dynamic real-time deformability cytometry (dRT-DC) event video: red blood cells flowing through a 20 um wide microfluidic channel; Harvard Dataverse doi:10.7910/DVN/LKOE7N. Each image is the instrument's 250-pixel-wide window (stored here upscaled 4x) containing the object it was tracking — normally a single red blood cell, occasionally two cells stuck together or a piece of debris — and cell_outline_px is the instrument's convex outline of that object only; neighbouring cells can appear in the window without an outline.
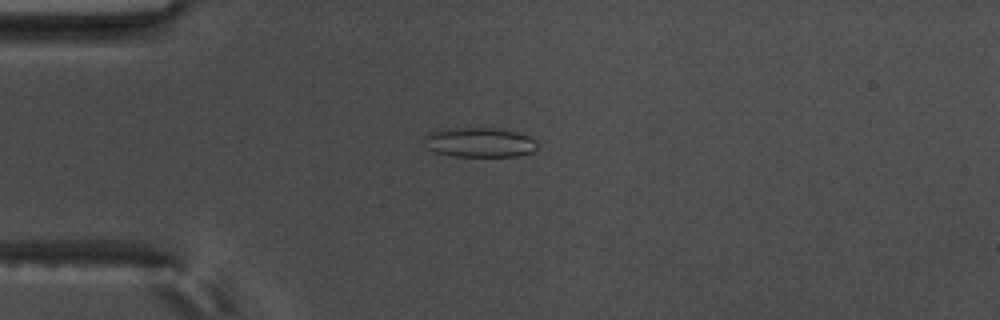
{"species": "common noctule bat (a hibernating species)", "species_latin": "Nyctalus noctula", "temperature_condition": "warm", "stored_images_in_passage": 56, "camera_frame_rate_fps": 3000, "um_per_image_px": 0.085, "animal": {"sex": "male", "body_mass_g": 17.5, "forearm_length_mm": 52.3}, "frame": {"image": 1, "passage_image": 15, "time_ms": 4.667, "image_size_px": [1000, 320], "cell_outline_px": [[536, 148], [532, 152], [520, 156], [456, 156], [436, 152], [424, 148], [420, 144], [424, 136], [428, 132], [448, 128], [496, 128], [516, 132], [528, 136], [536, 140]], "centroid_in_image_um": [40.68, 12.1], "position_along_channel_um": 44.3, "area_um2": 19.83}}
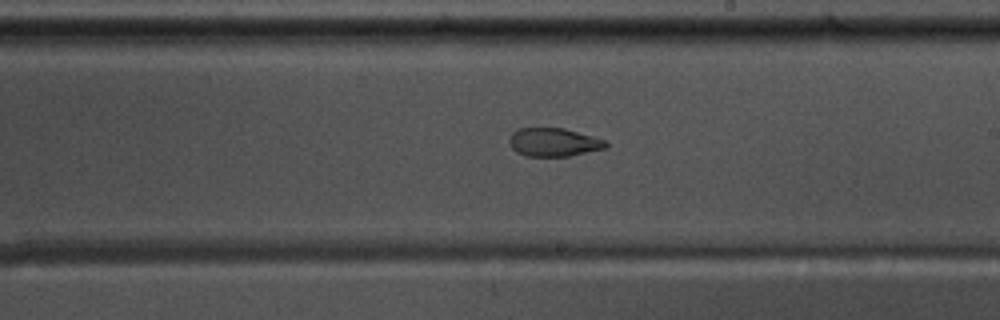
{"frame": {"image": 2, "passage_image": 33, "time_ms": 10.667, "image_size_px": [1000, 320], "cell_outline_px": [[608, 148], [568, 156], [524, 156], [516, 152], [512, 148], [508, 140], [512, 132], [516, 128], [564, 128], [608, 140]], "centroid_in_image_um": [47.08, 12.09], "position_along_channel_um": 241.9, "area_um2": 16.24}}
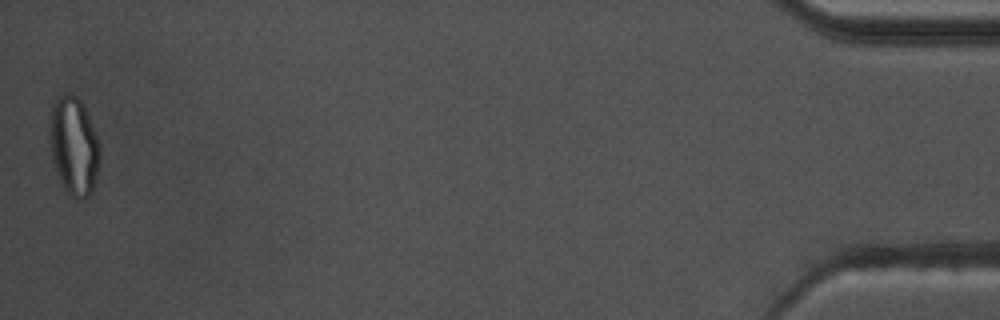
{"frame": {"image": 3, "passage_image": 56, "time_ms": 18.333, "image_size_px": [1000, 320], "cell_outline_px": [[100, 156], [92, 192], [84, 200], [76, 200], [68, 196], [64, 192], [52, 156], [48, 140], [48, 116], [52, 104], [56, 96], [76, 96], [84, 104], [92, 124], [100, 148]], "centroid_in_image_um": [6.24, 12.43], "position_along_channel_um": 429.0, "area_um2": 29.19}, "authors_computed_cell_mechanics": {"area_um2": 20.0855, "velocity_mm_per_s": 3.6594, "shape_relaxation_time_tau1_ms": null, "shape_relaxation_time_tau2_ms": 2.3798, "deformation_change_tau1": null, "deformation_change_tau2": 0.0878}}